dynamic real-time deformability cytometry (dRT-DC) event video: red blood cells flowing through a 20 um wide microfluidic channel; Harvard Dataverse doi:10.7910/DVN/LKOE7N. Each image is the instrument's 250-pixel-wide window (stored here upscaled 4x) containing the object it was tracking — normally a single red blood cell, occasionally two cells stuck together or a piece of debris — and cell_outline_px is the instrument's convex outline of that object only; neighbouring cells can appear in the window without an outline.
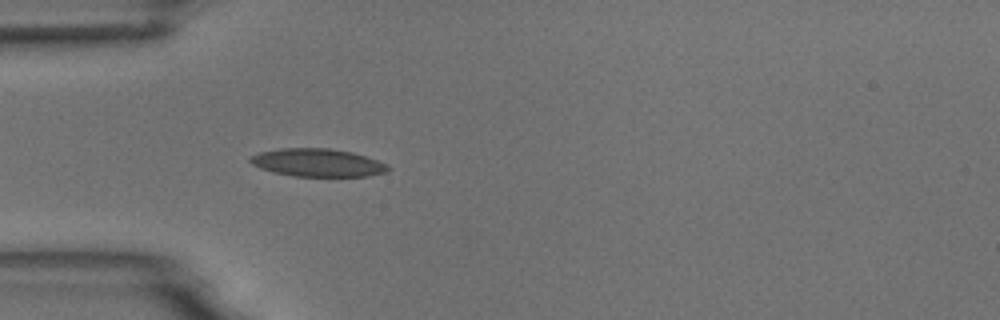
{"species": "common noctule bat (a hibernating species)", "species_latin": "Nyctalus noctula", "temperature_condition": "room temperature", "stored_images_in_passage": 4, "camera_frame_rate_fps": 3000, "um_per_image_px": 0.085, "animal": {"sex": "male", "body_mass_g": 18.8}, "frame": {"image": 1, "passage_image": 4, "time_ms": 3.333, "image_size_px": [1000, 320], "cell_outline_px": [[392, 168], [384, 172], [368, 176], [292, 176], [260, 168], [252, 164], [248, 160], [252, 156], [260, 152], [280, 148], [332, 148], [352, 152], [388, 164]], "centroid_in_image_um": [27.0, 13.82], "position_along_channel_um": 58.0, "area_um2": 22.31}}